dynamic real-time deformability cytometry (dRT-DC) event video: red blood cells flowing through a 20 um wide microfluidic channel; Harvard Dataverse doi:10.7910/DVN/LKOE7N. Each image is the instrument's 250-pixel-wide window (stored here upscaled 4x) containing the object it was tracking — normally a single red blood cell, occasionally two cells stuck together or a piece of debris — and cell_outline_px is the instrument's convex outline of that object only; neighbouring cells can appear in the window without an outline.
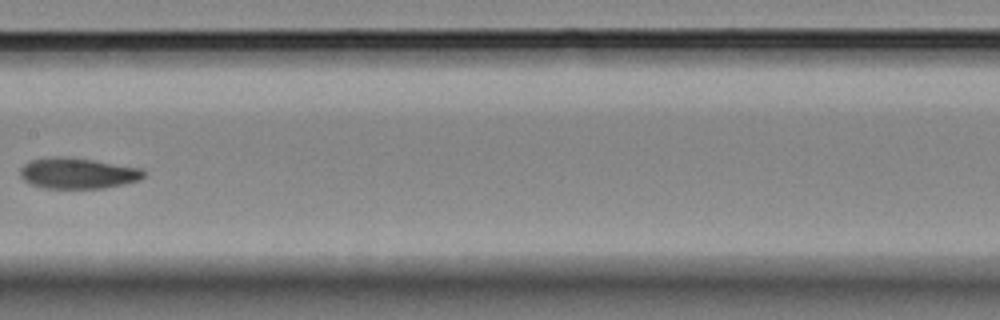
{"species": "Egyptian fruit bat (a non-hibernating species)", "species_latin": "Rousettus aegyptiacus", "temperature_condition": "room temperature", "stored_images_in_passage": 6, "camera_frame_rate_fps": 3000, "um_per_image_px": 0.085, "animal": {"sex": "female"}, "frame": {"image": 1, "passage_image": 6, "time_ms": 7.333, "image_size_px": [1000, 320], "cell_outline_px": [[144, 176], [140, 180], [104, 188], [44, 188], [28, 184], [20, 176], [20, 168], [24, 164], [32, 160], [52, 156], [68, 156], [140, 168], [144, 172]], "centroid_in_image_um": [6.55, 14.72], "position_along_channel_um": 200.8, "area_um2": 22.2}}